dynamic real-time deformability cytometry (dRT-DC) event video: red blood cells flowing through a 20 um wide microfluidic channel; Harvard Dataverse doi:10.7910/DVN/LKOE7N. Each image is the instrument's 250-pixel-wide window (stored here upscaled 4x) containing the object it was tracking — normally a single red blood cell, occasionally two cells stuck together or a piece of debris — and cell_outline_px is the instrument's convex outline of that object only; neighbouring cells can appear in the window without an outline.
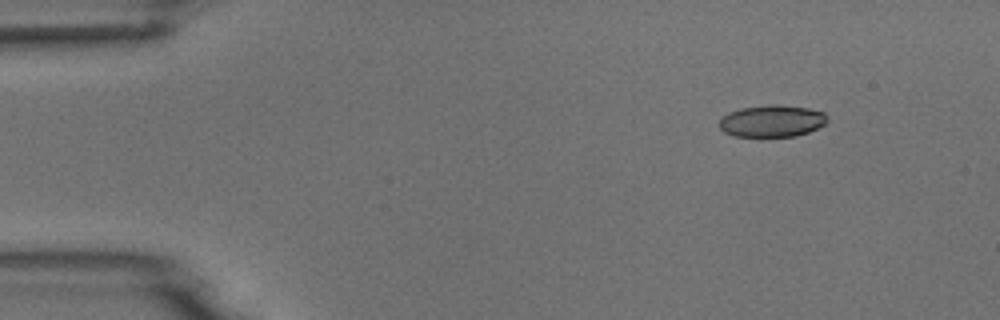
{"species": "common noctule bat (a hibernating species)", "species_latin": "Nyctalus noctula", "temperature_condition": "room temperature", "stored_images_in_passage": 5, "camera_frame_rate_fps": 3000, "um_per_image_px": 0.085, "animal": {"sex": "male", "body_mass_g": 18.8}, "frame": {"image": 1, "passage_image": 2, "time_ms": 1.333, "image_size_px": [1000, 320], "cell_outline_px": [[828, 120], [824, 124], [808, 132], [796, 136], [736, 136], [724, 132], [716, 124], [728, 112], [740, 108], [768, 104], [776, 104], [808, 108], [824, 112], [828, 116]], "centroid_in_image_um": [65.6, 10.27], "position_along_channel_um": 19.4, "area_um2": 20.17}}